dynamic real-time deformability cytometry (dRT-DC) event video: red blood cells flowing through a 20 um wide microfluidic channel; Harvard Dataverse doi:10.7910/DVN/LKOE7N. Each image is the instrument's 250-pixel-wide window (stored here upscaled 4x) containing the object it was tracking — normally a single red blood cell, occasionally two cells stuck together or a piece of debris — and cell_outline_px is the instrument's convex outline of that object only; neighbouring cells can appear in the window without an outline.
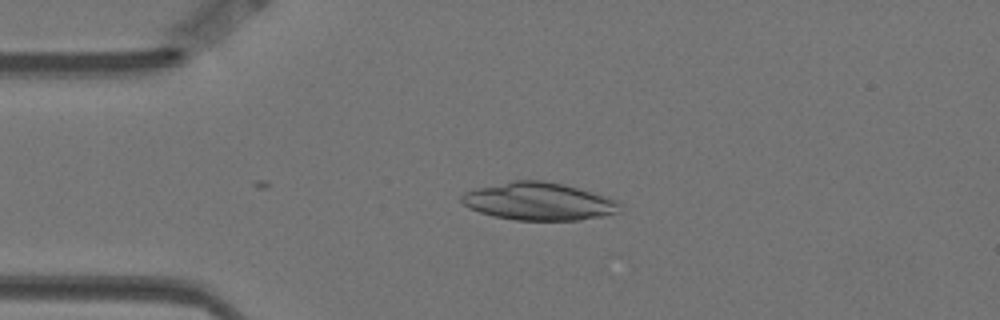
{"species": "Egyptian fruit bat (a non-hibernating species)", "species_latin": "Rousettus aegyptiacus", "temperature_condition": "warm", "stored_images_in_passage": 16, "camera_frame_rate_fps": 3000, "um_per_image_px": 0.085, "animal": {"sex": "female"}, "frame": {"image": 1, "passage_image": 12, "time_ms": 3.667, "image_size_px": [1000, 320], "cell_outline_px": [[620, 204], [616, 212], [604, 216], [580, 220], [516, 220], [492, 216], [468, 208], [460, 200], [460, 196], [464, 192], [476, 188], [512, 180], [540, 180], [580, 188], [608, 196], [616, 200]], "centroid_in_image_um": [45.76, 17.12], "position_along_channel_um": 39.2, "area_um2": 34.8}}